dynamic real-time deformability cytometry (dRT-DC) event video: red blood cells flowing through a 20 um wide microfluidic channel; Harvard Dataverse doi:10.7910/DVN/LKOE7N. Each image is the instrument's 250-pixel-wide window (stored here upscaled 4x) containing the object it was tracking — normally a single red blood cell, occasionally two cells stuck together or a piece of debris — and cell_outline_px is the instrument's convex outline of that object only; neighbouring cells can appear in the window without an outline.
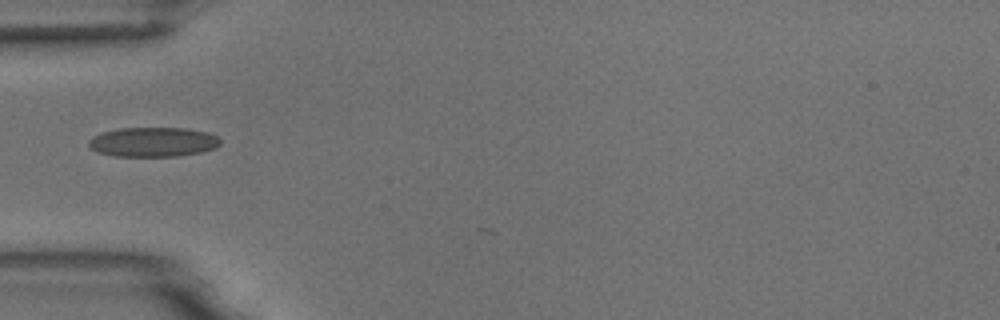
{"species": "common noctule bat (a hibernating species)", "species_latin": "Nyctalus noctula", "temperature_condition": "room temperature", "stored_images_in_passage": 4, "camera_frame_rate_fps": 3000, "um_per_image_px": 0.085, "animal": {"sex": "male", "body_mass_g": 18.8}, "frame": {"image": 1, "passage_image": 1, "time_ms": 0.0, "image_size_px": [1000, 320], "cell_outline_px": [[220, 144], [216, 148], [200, 152], [180, 156], [112, 156], [100, 152], [92, 148], [88, 144], [88, 140], [92, 136], [100, 132], [120, 128], [188, 128], [208, 132], [216, 136], [220, 140]], "centroid_in_image_um": [13.01, 12.06], "position_along_channel_um": 72.0, "area_um2": 22.77}}